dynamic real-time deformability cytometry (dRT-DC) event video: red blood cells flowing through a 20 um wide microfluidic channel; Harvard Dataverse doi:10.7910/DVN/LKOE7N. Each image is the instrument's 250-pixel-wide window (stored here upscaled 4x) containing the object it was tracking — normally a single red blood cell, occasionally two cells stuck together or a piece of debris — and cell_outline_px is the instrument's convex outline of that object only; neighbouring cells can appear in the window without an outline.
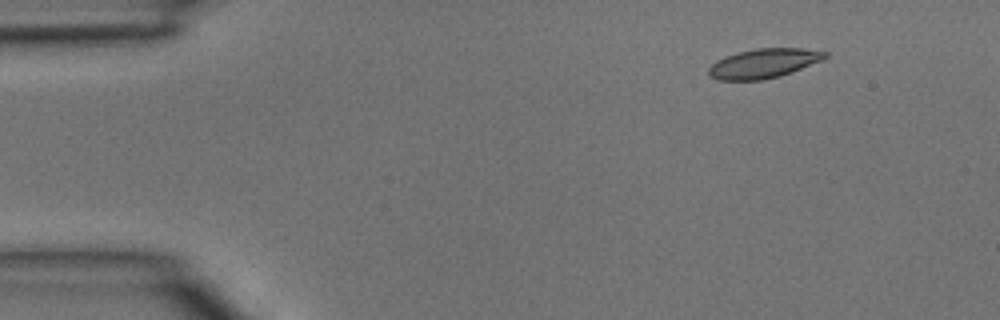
{"species": "common noctule bat (a hibernating species)", "species_latin": "Nyctalus noctula", "temperature_condition": "room temperature", "stored_images_in_passage": 4, "camera_frame_rate_fps": 3000, "um_per_image_px": 0.085, "animal": {"sex": "male", "body_mass_g": 15.6}, "frame": {"image": 1, "passage_image": 2, "time_ms": 0.333, "image_size_px": [1000, 320], "cell_outline_px": [[828, 56], [820, 60], [780, 76], [764, 80], [716, 80], [708, 76], [708, 68], [716, 60], [724, 56], [756, 48], [804, 48], [828, 52]], "centroid_in_image_um": [64.85, 5.39], "position_along_channel_um": 20.1, "area_um2": 19.88}}
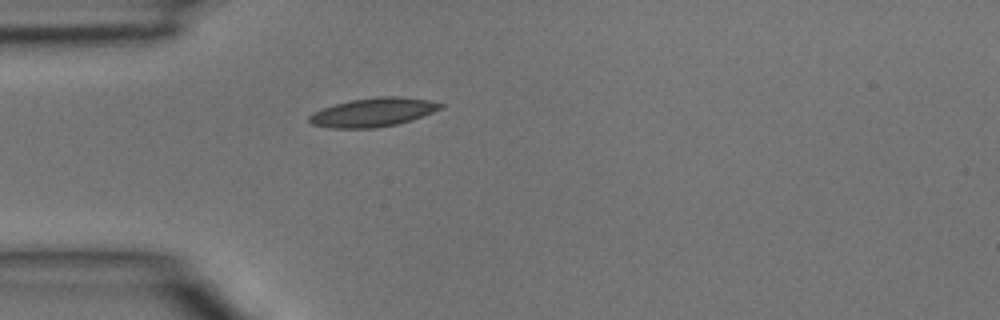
{"frame": {"image": 2, "passage_image": 4, "time_ms": 1.0, "image_size_px": [1000, 320], "cell_outline_px": [[444, 104], [440, 108], [432, 112], [412, 120], [396, 124], [376, 128], [328, 128], [312, 124], [308, 120], [308, 116], [312, 112], [336, 104], [352, 100], [380, 96], [400, 96], [428, 100]], "centroid_in_image_um": [31.69, 9.55], "position_along_channel_um": 53.3, "area_um2": 21.85}}